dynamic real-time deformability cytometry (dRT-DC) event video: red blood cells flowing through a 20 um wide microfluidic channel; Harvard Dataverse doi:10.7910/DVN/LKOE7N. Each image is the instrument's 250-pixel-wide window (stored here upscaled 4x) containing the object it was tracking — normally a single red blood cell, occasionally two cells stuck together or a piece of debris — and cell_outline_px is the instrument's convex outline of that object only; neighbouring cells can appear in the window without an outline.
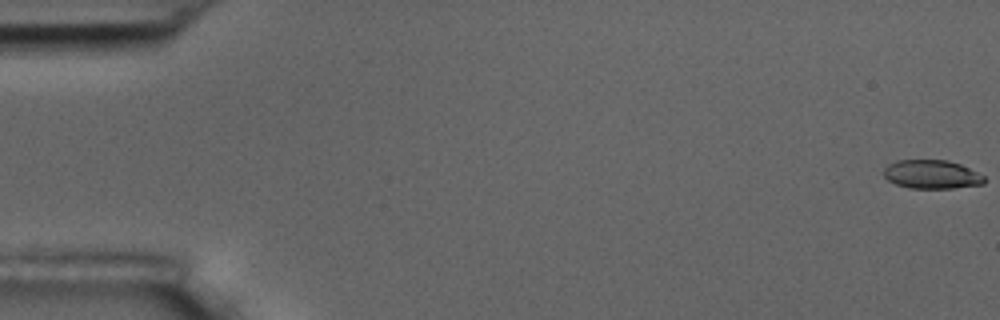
{"species": "common noctule bat (a hibernating species)", "species_latin": "Nyctalus noctula", "temperature_condition": "room temperature", "stored_images_in_passage": 6, "camera_frame_rate_fps": 3000, "um_per_image_px": 0.085, "animal": {"sex": "male", "body_mass_g": 17.5, "forearm_length_mm": 52.3}, "frame": {"image": 1, "passage_image": 1, "time_ms": 0.0, "image_size_px": [1000, 320], "cell_outline_px": [[984, 184], [952, 188], [908, 188], [896, 184], [888, 180], [884, 176], [884, 168], [888, 164], [896, 160], [948, 160], [960, 164], [984, 176]], "centroid_in_image_um": [79.17, 14.82], "position_along_channel_um": 5.8, "area_um2": 16.76}}
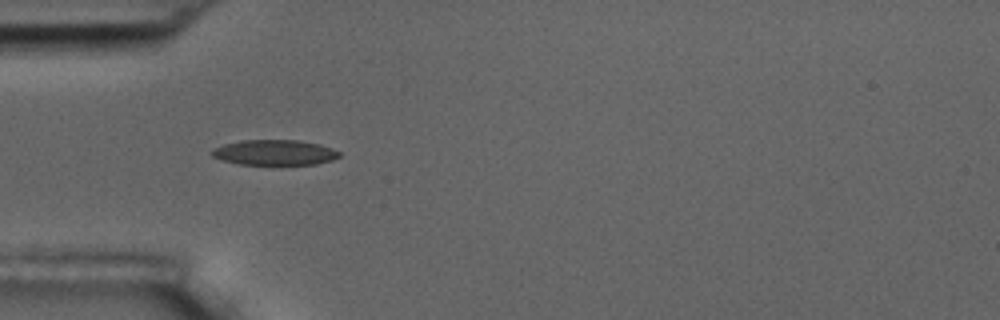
{"frame": {"image": 2, "passage_image": 5, "time_ms": 5.667, "image_size_px": [1000, 320], "cell_outline_px": [[340, 156], [332, 160], [316, 164], [240, 164], [224, 160], [212, 156], [212, 148], [224, 144], [244, 140], [296, 140], [320, 144], [332, 148], [340, 152]], "centroid_in_image_um": [23.36, 12.95], "position_along_channel_um": 61.6, "area_um2": 18.61}}